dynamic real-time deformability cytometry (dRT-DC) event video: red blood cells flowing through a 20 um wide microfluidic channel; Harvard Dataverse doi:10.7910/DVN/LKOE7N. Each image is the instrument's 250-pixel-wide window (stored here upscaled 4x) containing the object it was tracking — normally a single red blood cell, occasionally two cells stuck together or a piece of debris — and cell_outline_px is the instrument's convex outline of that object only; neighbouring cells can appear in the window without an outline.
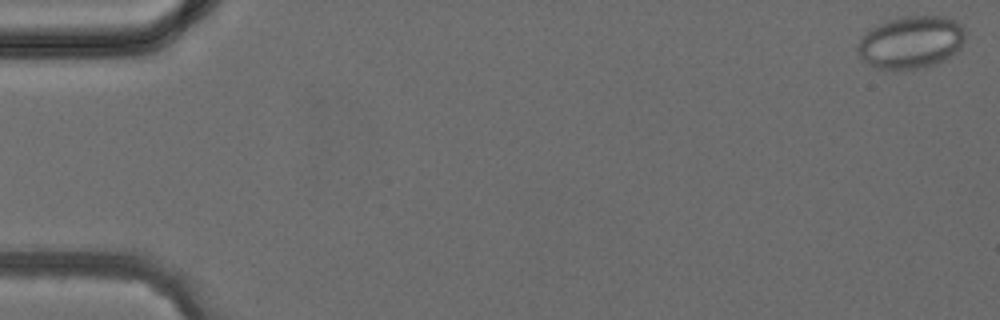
{"species": "common noctule bat (a hibernating species)", "species_latin": "Nyctalus noctula", "temperature_condition": "cold", "stored_images_in_passage": 42, "camera_frame_rate_fps": 3000, "um_per_image_px": 0.085, "animal": {"sex": "female", "body_mass_g": 24.6, "forearm_length_mm": 56.2}, "frame": {"image": 1, "passage_image": 1, "time_ms": 0.0, "image_size_px": [1000, 320], "cell_outline_px": [[964, 40], [960, 48], [956, 52], [944, 60], [936, 64], [924, 68], [880, 68], [864, 60], [856, 52], [856, 48], [860, 40], [872, 28], [888, 20], [904, 16], [944, 16], [956, 20], [964, 28]], "centroid_in_image_um": [77.48, 3.57], "position_along_channel_um": 7.5, "area_um2": 32.48}}
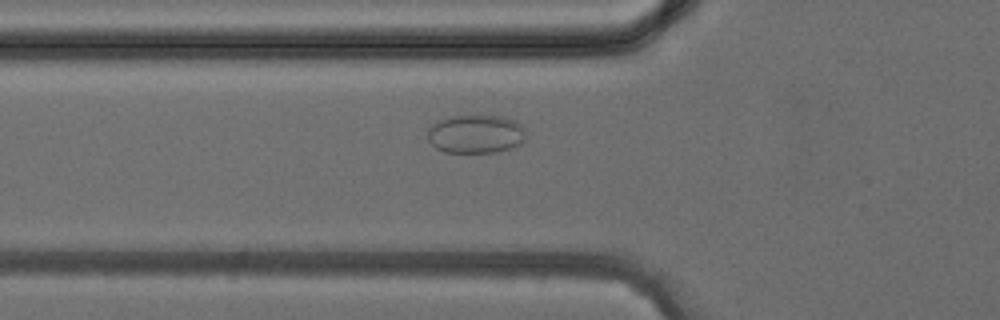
{"frame": {"image": 2, "passage_image": 15, "time_ms": 4.667, "image_size_px": [1000, 320], "cell_outline_px": [[524, 140], [520, 144], [496, 152], [444, 152], [436, 148], [428, 140], [428, 128], [432, 124], [448, 116], [500, 116], [512, 120], [520, 124], [524, 128]], "centroid_in_image_um": [40.4, 11.39], "position_along_channel_um": 85.4, "area_um2": 21.85}}
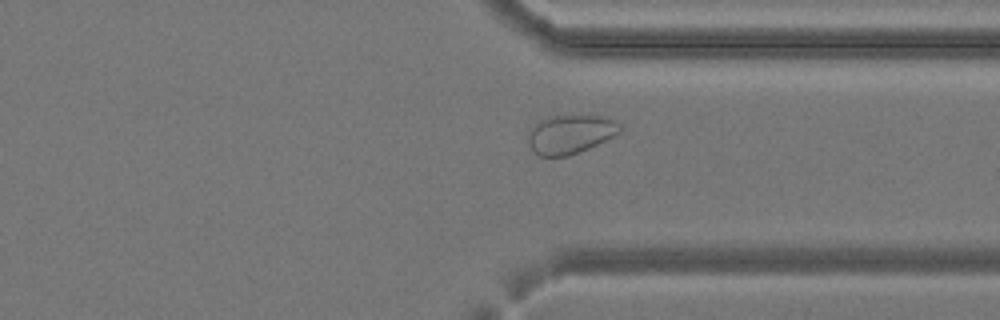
{"frame": {"image": 3, "passage_image": 32, "time_ms": 10.333, "image_size_px": [1000, 320], "cell_outline_px": [[620, 132], [588, 148], [568, 156], [540, 156], [528, 144], [528, 136], [532, 128], [540, 120], [552, 116], [608, 116], [616, 120], [620, 124]], "centroid_in_image_um": [48.49, 11.4], "position_along_channel_um": 362.9, "area_um2": 20.4}}